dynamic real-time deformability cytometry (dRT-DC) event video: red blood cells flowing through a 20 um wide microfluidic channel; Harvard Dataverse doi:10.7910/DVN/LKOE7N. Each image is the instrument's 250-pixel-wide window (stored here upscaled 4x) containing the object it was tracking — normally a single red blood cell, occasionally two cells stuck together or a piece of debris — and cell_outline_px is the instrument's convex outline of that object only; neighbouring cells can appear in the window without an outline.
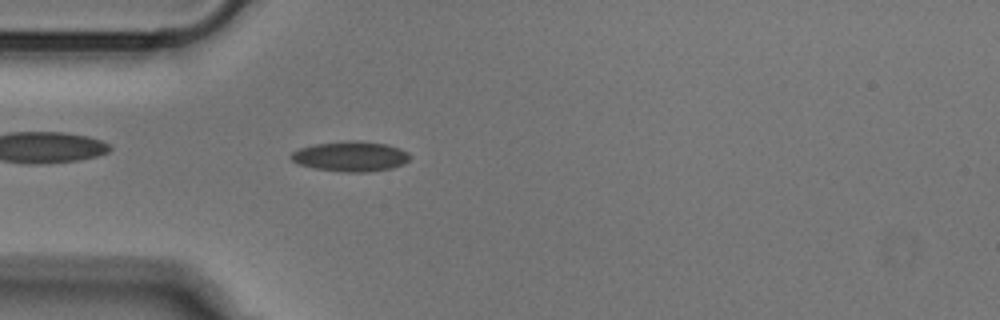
{"species": "Egyptian fruit bat (a non-hibernating species)", "species_latin": "Rousettus aegyptiacus", "temperature_condition": "cold", "stored_images_in_passage": 40, "camera_frame_rate_fps": 3000, "um_per_image_px": 0.085, "animal": {"sex": "male"}, "frame": {"image": 1, "passage_image": 3, "time_ms": 0.667, "image_size_px": [1000, 320], "cell_outline_px": [[412, 156], [408, 160], [392, 168], [364, 172], [348, 172], [316, 168], [300, 164], [292, 160], [288, 156], [292, 152], [300, 148], [316, 144], [348, 140], [356, 140], [388, 144], [400, 148], [408, 152]], "centroid_in_image_um": [29.82, 13.27], "position_along_channel_um": 55.2, "area_um2": 20.69}}
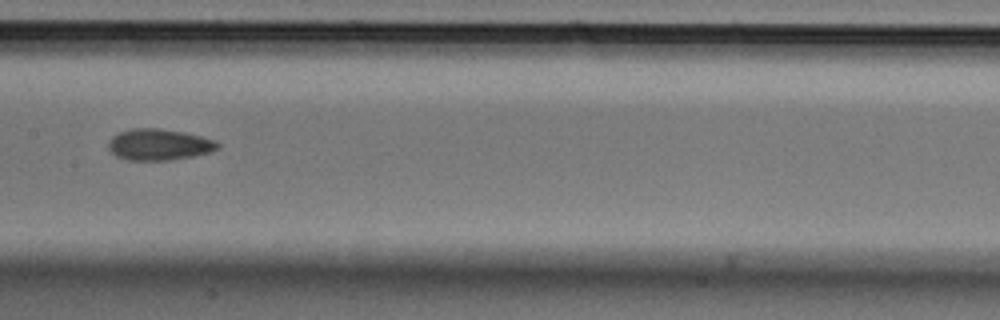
{"frame": {"image": 2, "passage_image": 14, "time_ms": 4.333, "image_size_px": [1000, 320], "cell_outline_px": [[220, 148], [208, 152], [192, 156], [168, 160], [128, 160], [116, 156], [108, 148], [108, 140], [112, 136], [120, 132], [132, 128], [156, 128], [184, 132], [216, 140], [220, 144]], "centroid_in_image_um": [13.5, 12.28], "position_along_channel_um": 193.9, "area_um2": 19.88}}
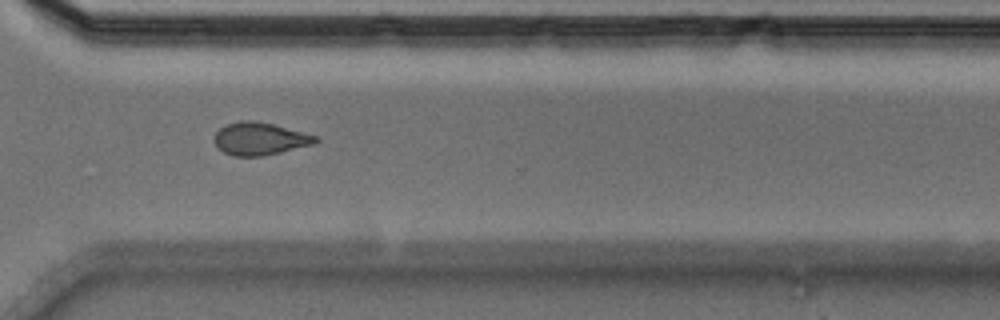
{"frame": {"image": 3, "passage_image": 26, "time_ms": 8.333, "image_size_px": [1000, 320], "cell_outline_px": [[320, 140], [312, 144], [264, 156], [236, 156], [224, 152], [212, 140], [216, 132], [220, 128], [228, 124], [240, 120], [256, 120], [272, 124], [316, 136]], "centroid_in_image_um": [22.05, 11.79], "position_along_channel_um": 348.6, "area_um2": 18.96}}